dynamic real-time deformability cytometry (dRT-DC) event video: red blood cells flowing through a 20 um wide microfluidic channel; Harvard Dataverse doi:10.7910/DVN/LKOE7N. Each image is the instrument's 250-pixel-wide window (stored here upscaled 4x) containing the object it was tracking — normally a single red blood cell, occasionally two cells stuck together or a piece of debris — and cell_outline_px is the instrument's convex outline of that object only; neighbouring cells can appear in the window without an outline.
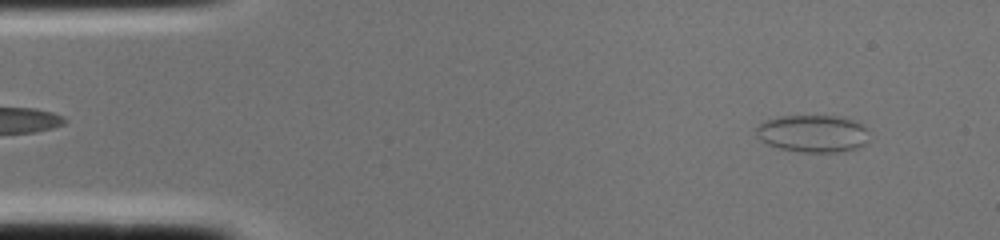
{"species": "common noctule bat (a hibernating species)", "species_latin": "Nyctalus noctula", "temperature_condition": "cold", "stored_images_in_passage": 1, "camera_frame_rate_fps": 3000, "um_per_image_px": 0.085, "animal": {"sex": "female", "body_mass_g": 22.0, "forearm_length_mm": 56.7}, "frame": {"image": 1, "passage_image": 1, "time_ms": 0.0, "image_size_px": [1000, 240], "cell_outline_px": [[868, 140], [864, 144], [856, 148], [844, 152], [800, 152], [780, 148], [768, 144], [760, 140], [756, 136], [756, 128], [764, 120], [776, 116], [840, 116], [852, 120], [860, 124], [864, 128]], "centroid_in_image_um": [69.04, 11.35], "position_along_channel_um": 16.0, "area_um2": 24.57}}